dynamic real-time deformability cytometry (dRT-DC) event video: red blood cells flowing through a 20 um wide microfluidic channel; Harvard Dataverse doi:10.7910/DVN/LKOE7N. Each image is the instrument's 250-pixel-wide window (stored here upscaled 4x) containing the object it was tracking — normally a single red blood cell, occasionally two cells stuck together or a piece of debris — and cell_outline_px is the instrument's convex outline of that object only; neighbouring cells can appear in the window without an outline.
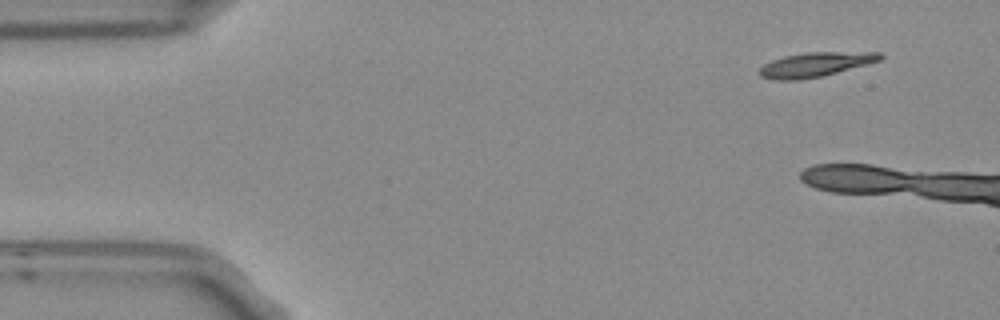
{"species": "Egyptian fruit bat (a non-hibernating species)", "species_latin": "Rousettus aegyptiacus", "temperature_condition": "room temperature", "stored_images_in_passage": 3, "camera_frame_rate_fps": 3000, "um_per_image_px": 0.085, "frame": {"image": 1, "passage_image": 1, "time_ms": 0.0, "image_size_px": [1000, 320], "cell_outline_px": [[884, 56], [880, 60], [868, 64], [820, 76], [800, 80], [772, 80], [760, 76], [756, 72], [764, 64], [772, 60], [784, 56], [808, 52], [880, 52]], "centroid_in_image_um": [69.27, 5.49], "position_along_channel_um": 15.7, "area_um2": 17.17}}